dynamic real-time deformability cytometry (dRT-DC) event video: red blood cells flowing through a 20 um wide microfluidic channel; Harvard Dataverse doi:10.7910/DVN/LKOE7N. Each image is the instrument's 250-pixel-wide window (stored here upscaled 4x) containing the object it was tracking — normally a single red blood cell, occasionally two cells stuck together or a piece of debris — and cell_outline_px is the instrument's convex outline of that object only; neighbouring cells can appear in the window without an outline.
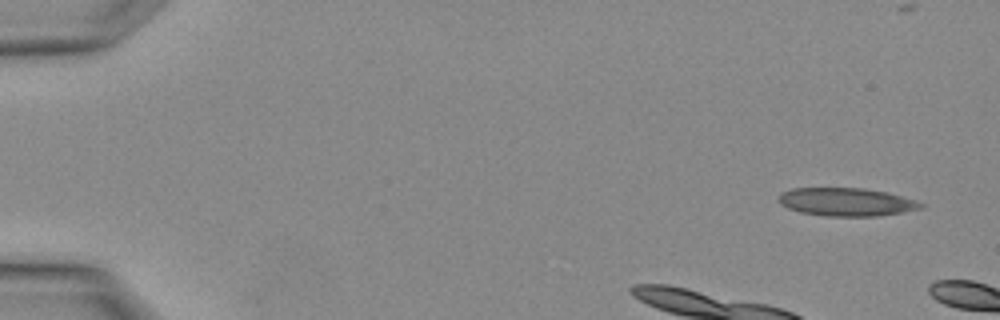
{"species": "Egyptian fruit bat (a non-hibernating species)", "species_latin": "Rousettus aegyptiacus", "temperature_condition": "warm", "stored_images_in_passage": 4, "camera_frame_rate_fps": 3000, "um_per_image_px": 0.085, "animal": {"sex": "female"}, "frame": {"image": 1, "passage_image": 1, "time_ms": 0.0, "image_size_px": [1000, 320], "cell_outline_px": [[924, 208], [876, 216], [824, 216], [800, 212], [788, 208], [780, 204], [780, 192], [792, 188], [864, 188], [888, 192], [924, 204]], "centroid_in_image_um": [71.91, 17.16], "position_along_channel_um": 13.1, "area_um2": 23.18}}